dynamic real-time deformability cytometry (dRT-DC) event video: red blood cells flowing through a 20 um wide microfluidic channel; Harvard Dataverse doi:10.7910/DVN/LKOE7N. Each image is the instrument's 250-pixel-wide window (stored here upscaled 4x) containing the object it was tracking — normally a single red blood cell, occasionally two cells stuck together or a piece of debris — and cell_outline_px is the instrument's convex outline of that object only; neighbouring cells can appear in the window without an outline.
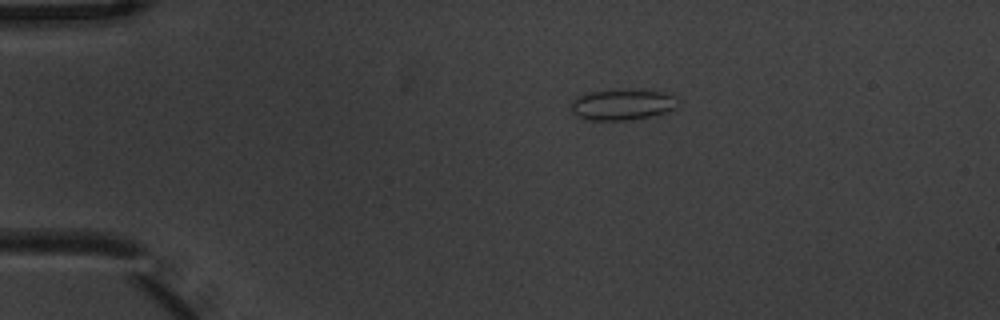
{"species": "common noctule bat (a hibernating species)", "species_latin": "Nyctalus noctula", "temperature_condition": "warm", "stored_images_in_passage": 2, "camera_frame_rate_fps": 3000, "um_per_image_px": 0.085, "animal": {"sex": "male", "body_mass_g": 20.1, "forearm_length_mm": 53.5}, "frame": {"image": 1, "passage_image": 1, "time_ms": 0.0, "image_size_px": [1000, 320], "cell_outline_px": [[680, 104], [676, 108], [656, 116], [624, 120], [588, 120], [576, 116], [572, 112], [572, 104], [580, 96], [588, 92], [664, 92], [676, 96]], "centroid_in_image_um": [52.97, 8.95], "position_along_channel_um": 32.0, "area_um2": 18.5}}